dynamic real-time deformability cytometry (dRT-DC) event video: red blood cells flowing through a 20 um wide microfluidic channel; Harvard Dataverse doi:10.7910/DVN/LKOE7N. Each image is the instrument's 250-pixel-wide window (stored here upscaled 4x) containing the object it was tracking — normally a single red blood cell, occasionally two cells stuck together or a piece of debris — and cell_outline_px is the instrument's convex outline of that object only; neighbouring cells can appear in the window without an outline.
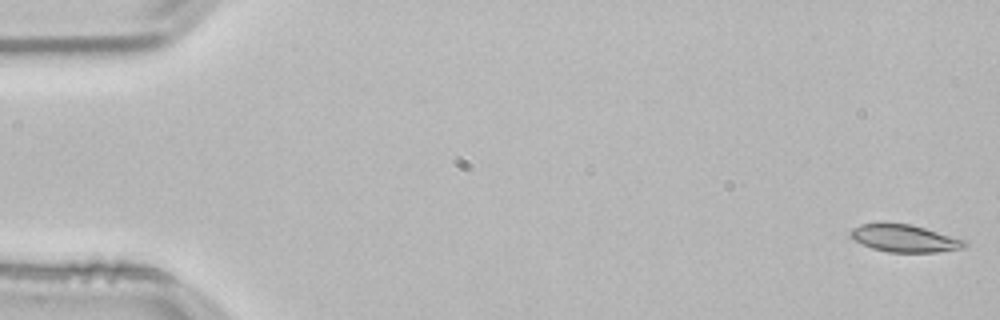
{"species": "common noctule bat (a hibernating species)", "species_latin": "Nyctalus noctula", "temperature_condition": "room temperature", "stored_images_in_passage": 53, "camera_frame_rate_fps": 3000, "um_per_image_px": 0.085, "animal": {"sex": "male", "body_mass_g": 21.5, "forearm_length_mm": 52.0}, "frame": {"image": 1, "passage_image": 1, "time_ms": 0.0, "image_size_px": [1000, 320], "cell_outline_px": [[968, 248], [936, 252], [888, 252], [872, 248], [848, 236], [848, 232], [852, 228], [860, 224], [912, 224], [968, 240]], "centroid_in_image_um": [76.97, 20.27], "position_along_channel_um": 8.0, "area_um2": 18.32}}
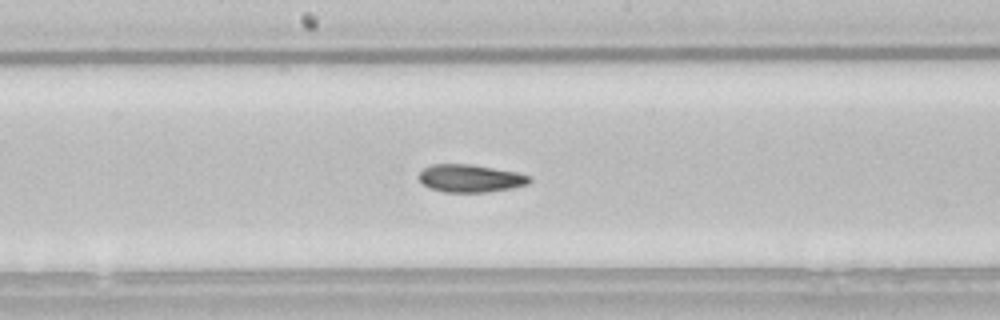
{"frame": {"image": 2, "passage_image": 28, "time_ms": 9.0, "image_size_px": [1000, 320], "cell_outline_px": [[532, 180], [528, 184], [512, 188], [488, 192], [444, 192], [428, 188], [416, 176], [424, 168], [432, 164], [472, 164], [516, 172], [532, 176]], "centroid_in_image_um": [39.98, 15.16], "position_along_channel_um": 208.2, "area_um2": 18.03}}
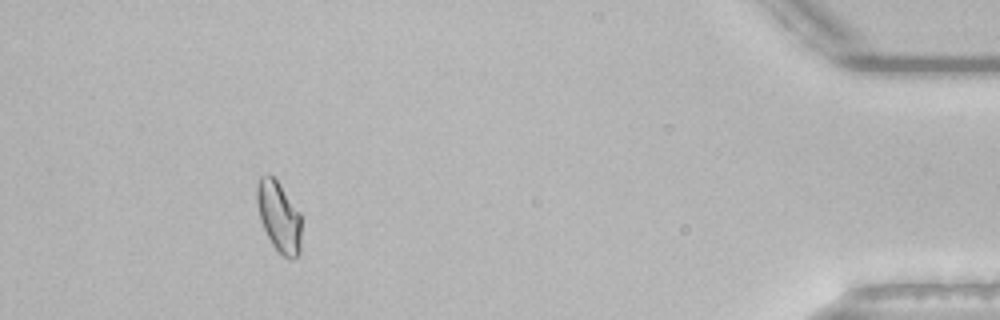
{"frame": {"image": 3, "passage_image": 49, "time_ms": 16.0, "image_size_px": [1000, 320], "cell_outline_px": [[300, 252], [292, 260], [288, 260], [272, 244], [260, 220], [256, 200], [256, 188], [260, 176], [268, 172], [276, 180], [300, 212]], "centroid_in_image_um": [23.69, 18.4], "position_along_channel_um": 411.5, "area_um2": 18.15}, "authors_computed_cell_mechanics": {"area_um2": 18.3226, "velocity_mm_per_s": 3.797, "shape_relaxation_time_tau1_ms": 5.3753, "shape_relaxation_time_tau2_ms": 11.1257, "deformation_change_tau1": 0.1294, "deformation_change_tau2": 0.1788}}